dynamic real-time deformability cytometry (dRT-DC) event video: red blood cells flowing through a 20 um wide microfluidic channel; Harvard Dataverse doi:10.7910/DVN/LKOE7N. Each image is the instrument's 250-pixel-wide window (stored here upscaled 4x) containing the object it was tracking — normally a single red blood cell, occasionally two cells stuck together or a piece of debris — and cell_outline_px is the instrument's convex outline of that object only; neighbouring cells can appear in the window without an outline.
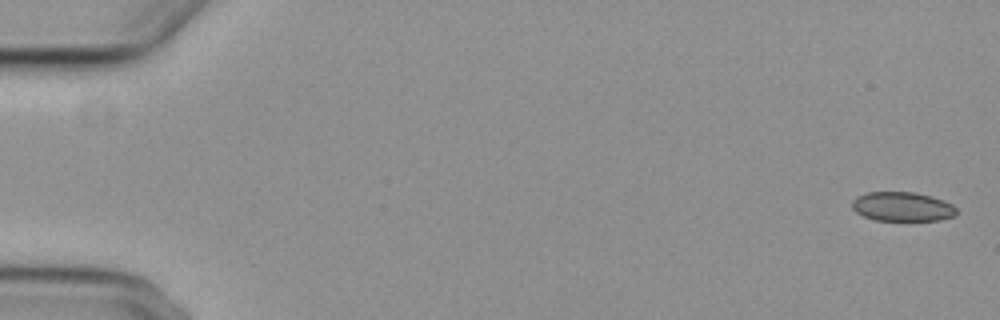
{"species": "common noctule bat (a hibernating species)", "species_latin": "Nyctalus noctula", "temperature_condition": "cold", "stored_images_in_passage": 5, "camera_frame_rate_fps": 3000, "um_per_image_px": 0.085, "animal": {"sex": "female", "body_mass_g": 29.2, "forearm_length_mm": 56.3}, "frame": {"image": 1, "passage_image": 1, "time_ms": 0.0, "image_size_px": [1000, 320], "cell_outline_px": [[956, 216], [940, 220], [876, 220], [864, 216], [856, 212], [852, 208], [852, 200], [856, 196], [868, 192], [912, 192], [932, 196], [944, 200], [952, 204], [956, 208]], "centroid_in_image_um": [76.71, 17.56], "position_along_channel_um": 8.3, "area_um2": 17.86}}